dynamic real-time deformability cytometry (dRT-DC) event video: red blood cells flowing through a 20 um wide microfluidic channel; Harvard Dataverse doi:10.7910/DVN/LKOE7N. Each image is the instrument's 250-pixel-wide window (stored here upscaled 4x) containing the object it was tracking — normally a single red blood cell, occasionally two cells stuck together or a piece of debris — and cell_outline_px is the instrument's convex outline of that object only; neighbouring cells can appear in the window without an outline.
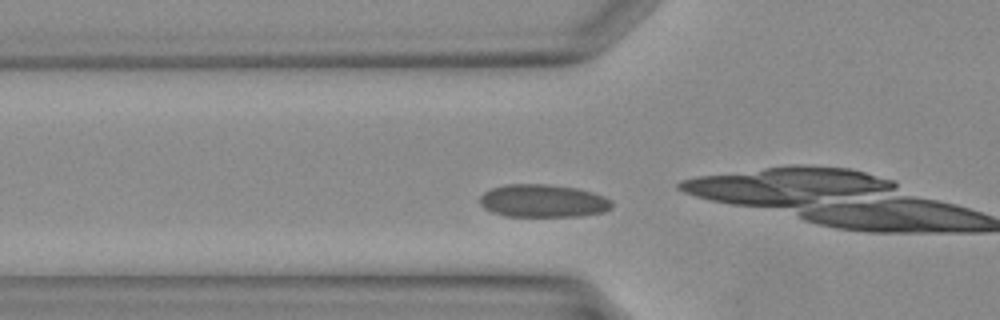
{"species": "Egyptian fruit bat (a non-hibernating species)", "species_latin": "Rousettus aegyptiacus", "temperature_condition": "warm", "stored_images_in_passage": 25, "camera_frame_rate_fps": 3000, "um_per_image_px": 0.085, "animal": {"sex": "female"}, "frame": {"image": 1, "passage_image": 4, "time_ms": 1.0, "image_size_px": [1000, 320], "cell_outline_px": [[612, 208], [604, 212], [580, 216], [504, 216], [492, 212], [484, 208], [480, 204], [480, 196], [484, 192], [492, 188], [508, 184], [548, 184], [576, 188], [592, 192], [604, 196], [612, 200]], "centroid_in_image_um": [46.17, 17.08], "position_along_channel_um": 79.6, "area_um2": 25.37}}
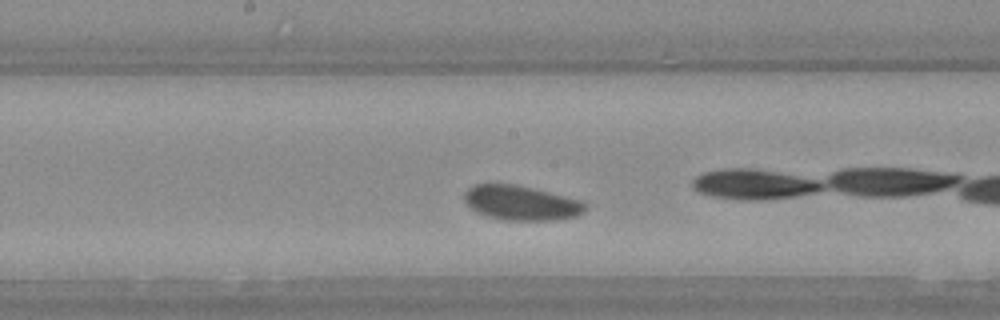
{"frame": {"image": 2, "passage_image": 11, "time_ms": 3.333, "image_size_px": [1000, 320], "cell_outline_px": [[588, 208], [584, 212], [576, 216], [556, 220], [504, 220], [488, 216], [476, 212], [464, 200], [464, 192], [468, 188], [476, 184], [516, 184], [584, 200], [588, 204]], "centroid_in_image_um": [44.36, 17.24], "position_along_channel_um": 203.8, "area_um2": 24.62}}